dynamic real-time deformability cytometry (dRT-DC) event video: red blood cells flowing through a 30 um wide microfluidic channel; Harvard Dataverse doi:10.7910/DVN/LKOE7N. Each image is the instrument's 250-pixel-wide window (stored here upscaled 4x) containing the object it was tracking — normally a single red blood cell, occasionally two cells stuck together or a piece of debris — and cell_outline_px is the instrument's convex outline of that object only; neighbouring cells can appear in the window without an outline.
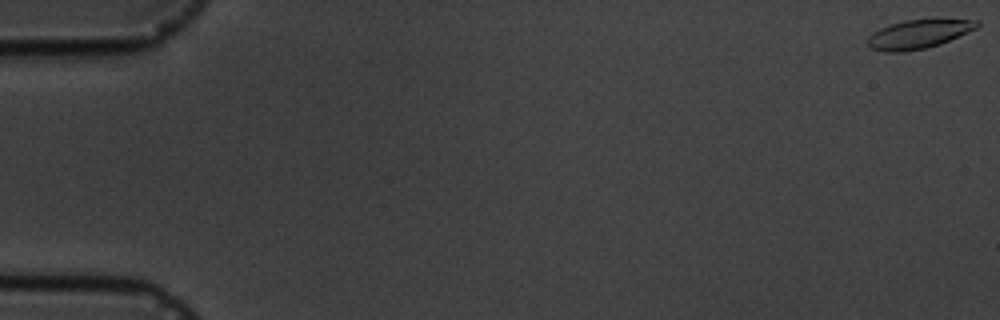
{"species": "common noctule bat (a hibernating species)", "species_latin": "Nyctalus noctula", "temperature_condition": "cold", "stored_images_in_passage": 8, "camera_frame_rate_fps": 3000, "um_per_image_px": 0.085, "animal": {"sex": "male", "body_mass_g": 19.5, "forearm_length_mm": 54.6}, "frame": {"image": 1, "passage_image": 1, "time_ms": 0.0, "image_size_px": [1000, 320], "cell_outline_px": [[980, 24], [976, 28], [940, 44], [924, 48], [904, 52], [884, 52], [868, 48], [868, 36], [872, 32], [880, 28], [904, 20], [980, 20]], "centroid_in_image_um": [78.01, 2.92], "position_along_channel_um": 7.0, "area_um2": 18.09}}
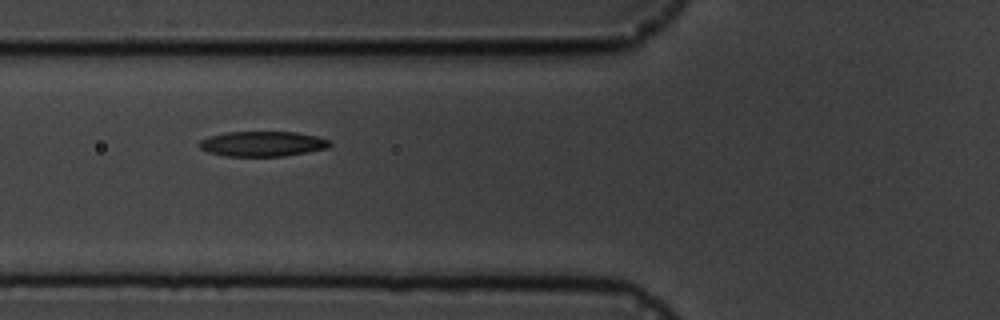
{"frame": {"image": 2, "passage_image": 7, "time_ms": 7.0, "image_size_px": [1000, 320], "cell_outline_px": [[332, 144], [328, 148], [308, 152], [284, 156], [228, 156], [208, 152], [200, 148], [200, 140], [208, 136], [228, 132], [296, 132], [316, 136], [332, 140]], "centroid_in_image_um": [22.36, 12.22], "position_along_channel_um": 103.4, "area_um2": 19.13}}
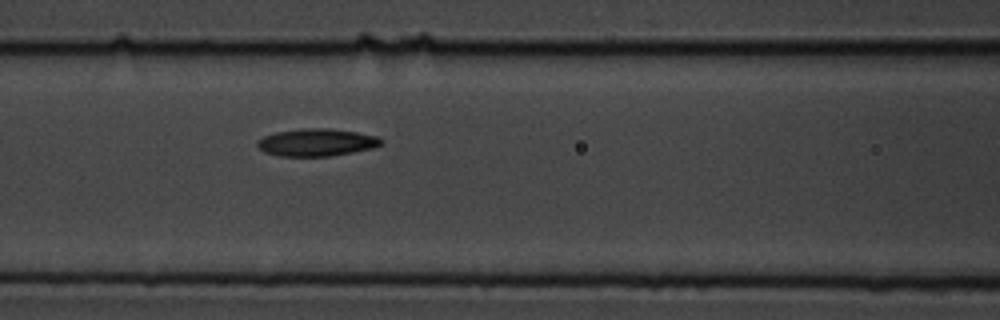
{"frame": {"image": 3, "passage_image": 8, "time_ms": 8.0, "image_size_px": [1000, 320], "cell_outline_px": [[384, 140], [380, 144], [372, 148], [332, 156], [280, 156], [264, 152], [256, 144], [256, 140], [264, 136], [276, 132], [304, 128], [328, 128], [356, 132], [380, 136]], "centroid_in_image_um": [26.91, 12.1], "position_along_channel_um": 139.7, "area_um2": 19.83}}